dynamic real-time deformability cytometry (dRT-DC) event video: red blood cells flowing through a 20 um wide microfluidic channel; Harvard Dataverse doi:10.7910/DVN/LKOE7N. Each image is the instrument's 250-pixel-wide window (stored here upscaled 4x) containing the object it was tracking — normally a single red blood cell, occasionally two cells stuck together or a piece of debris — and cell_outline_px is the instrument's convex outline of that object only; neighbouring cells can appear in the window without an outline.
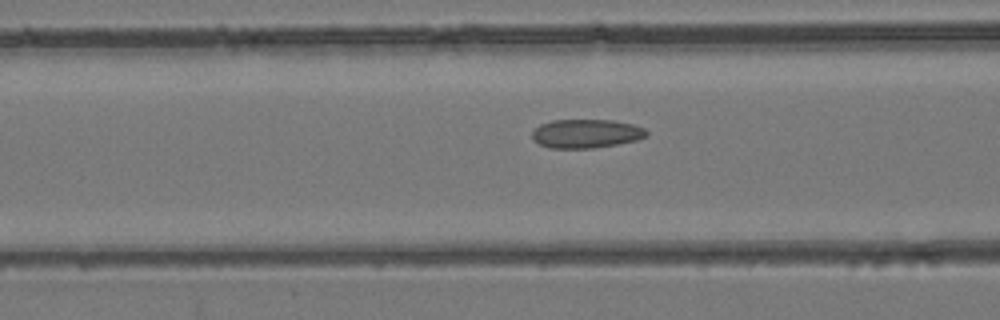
{"species": "common noctule bat (a hibernating species)", "species_latin": "Nyctalus noctula", "temperature_condition": "room temperature", "stored_images_in_passage": 31, "camera_frame_rate_fps": 3000, "um_per_image_px": 0.085, "animal": {"sex": "female", "body_mass_g": 24.6, "forearm_length_mm": 56.2}, "frame": {"image": 1, "passage_image": 4, "time_ms": 1.0, "image_size_px": [1000, 320], "cell_outline_px": [[648, 136], [636, 140], [616, 144], [592, 148], [548, 148], [532, 140], [532, 132], [540, 124], [552, 120], [612, 120], [632, 124], [644, 128], [648, 132]], "centroid_in_image_um": [49.8, 11.35], "position_along_channel_um": 116.8, "area_um2": 19.19}}
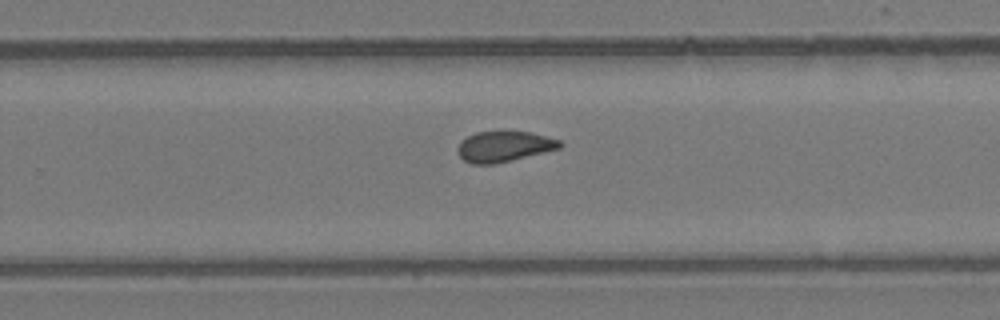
{"frame": {"image": 2, "passage_image": 15, "time_ms": 4.667, "image_size_px": [1000, 320], "cell_outline_px": [[564, 144], [560, 148], [496, 164], [472, 164], [464, 160], [460, 156], [456, 148], [460, 140], [476, 132], [532, 132], [560, 140]], "centroid_in_image_um": [42.83, 12.45], "position_along_channel_um": 287.0, "area_um2": 18.21}}
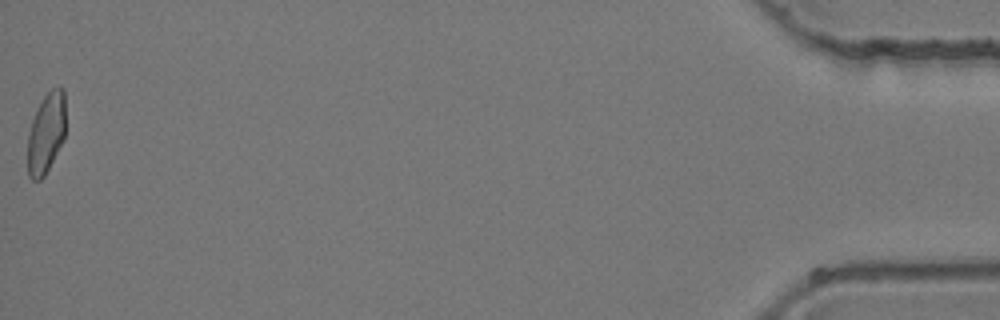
{"frame": {"image": 3, "passage_image": 31, "time_ms": 10.0, "image_size_px": [1000, 320], "cell_outline_px": [[64, 140], [44, 176], [40, 180], [32, 180], [28, 176], [28, 132], [32, 120], [44, 96], [52, 88], [60, 84], [64, 88]], "centroid_in_image_um": [3.92, 11.31], "position_along_channel_um": 431.3, "area_um2": 17.74}}